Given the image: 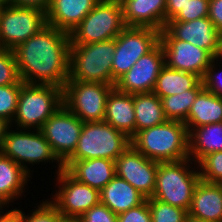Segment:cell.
Listing matches in <instances>:
<instances>
[{
    "instance_id": "12",
    "label": "cell",
    "mask_w": 222,
    "mask_h": 222,
    "mask_svg": "<svg viewBox=\"0 0 222 222\" xmlns=\"http://www.w3.org/2000/svg\"><path fill=\"white\" fill-rule=\"evenodd\" d=\"M58 190L49 199L63 217L79 218L100 203V191L77 181L65 169L56 174Z\"/></svg>"
},
{
    "instance_id": "43",
    "label": "cell",
    "mask_w": 222,
    "mask_h": 222,
    "mask_svg": "<svg viewBox=\"0 0 222 222\" xmlns=\"http://www.w3.org/2000/svg\"><path fill=\"white\" fill-rule=\"evenodd\" d=\"M9 128H11V123L6 119L0 118V146Z\"/></svg>"
},
{
    "instance_id": "34",
    "label": "cell",
    "mask_w": 222,
    "mask_h": 222,
    "mask_svg": "<svg viewBox=\"0 0 222 222\" xmlns=\"http://www.w3.org/2000/svg\"><path fill=\"white\" fill-rule=\"evenodd\" d=\"M22 84L0 86V118L12 123L18 104Z\"/></svg>"
},
{
    "instance_id": "30",
    "label": "cell",
    "mask_w": 222,
    "mask_h": 222,
    "mask_svg": "<svg viewBox=\"0 0 222 222\" xmlns=\"http://www.w3.org/2000/svg\"><path fill=\"white\" fill-rule=\"evenodd\" d=\"M152 222H185L188 211L164 203L152 197L146 199Z\"/></svg>"
},
{
    "instance_id": "42",
    "label": "cell",
    "mask_w": 222,
    "mask_h": 222,
    "mask_svg": "<svg viewBox=\"0 0 222 222\" xmlns=\"http://www.w3.org/2000/svg\"><path fill=\"white\" fill-rule=\"evenodd\" d=\"M5 207L8 208V206H0V222H19L20 209L12 207L13 210L7 211Z\"/></svg>"
},
{
    "instance_id": "14",
    "label": "cell",
    "mask_w": 222,
    "mask_h": 222,
    "mask_svg": "<svg viewBox=\"0 0 222 222\" xmlns=\"http://www.w3.org/2000/svg\"><path fill=\"white\" fill-rule=\"evenodd\" d=\"M159 42L167 67L195 74L201 79L214 59L209 51L187 41L175 39L165 28L160 31Z\"/></svg>"
},
{
    "instance_id": "26",
    "label": "cell",
    "mask_w": 222,
    "mask_h": 222,
    "mask_svg": "<svg viewBox=\"0 0 222 222\" xmlns=\"http://www.w3.org/2000/svg\"><path fill=\"white\" fill-rule=\"evenodd\" d=\"M188 139L189 158L198 164L208 154L222 151V122L196 127Z\"/></svg>"
},
{
    "instance_id": "22",
    "label": "cell",
    "mask_w": 222,
    "mask_h": 222,
    "mask_svg": "<svg viewBox=\"0 0 222 222\" xmlns=\"http://www.w3.org/2000/svg\"><path fill=\"white\" fill-rule=\"evenodd\" d=\"M104 121L132 138L136 124L133 94L114 88L107 99Z\"/></svg>"
},
{
    "instance_id": "1",
    "label": "cell",
    "mask_w": 222,
    "mask_h": 222,
    "mask_svg": "<svg viewBox=\"0 0 222 222\" xmlns=\"http://www.w3.org/2000/svg\"><path fill=\"white\" fill-rule=\"evenodd\" d=\"M70 34L46 25L13 51L23 83L64 88L69 79Z\"/></svg>"
},
{
    "instance_id": "45",
    "label": "cell",
    "mask_w": 222,
    "mask_h": 222,
    "mask_svg": "<svg viewBox=\"0 0 222 222\" xmlns=\"http://www.w3.org/2000/svg\"><path fill=\"white\" fill-rule=\"evenodd\" d=\"M60 222H81L79 218H73V217H62Z\"/></svg>"
},
{
    "instance_id": "47",
    "label": "cell",
    "mask_w": 222,
    "mask_h": 222,
    "mask_svg": "<svg viewBox=\"0 0 222 222\" xmlns=\"http://www.w3.org/2000/svg\"><path fill=\"white\" fill-rule=\"evenodd\" d=\"M6 2L4 0H0V12Z\"/></svg>"
},
{
    "instance_id": "2",
    "label": "cell",
    "mask_w": 222,
    "mask_h": 222,
    "mask_svg": "<svg viewBox=\"0 0 222 222\" xmlns=\"http://www.w3.org/2000/svg\"><path fill=\"white\" fill-rule=\"evenodd\" d=\"M189 133L184 122H166L137 132L131 145L148 159L158 163L189 158Z\"/></svg>"
},
{
    "instance_id": "21",
    "label": "cell",
    "mask_w": 222,
    "mask_h": 222,
    "mask_svg": "<svg viewBox=\"0 0 222 222\" xmlns=\"http://www.w3.org/2000/svg\"><path fill=\"white\" fill-rule=\"evenodd\" d=\"M188 215L208 222H222V184L200 179Z\"/></svg>"
},
{
    "instance_id": "3",
    "label": "cell",
    "mask_w": 222,
    "mask_h": 222,
    "mask_svg": "<svg viewBox=\"0 0 222 222\" xmlns=\"http://www.w3.org/2000/svg\"><path fill=\"white\" fill-rule=\"evenodd\" d=\"M200 179L199 167L190 158L158 163L152 198L189 211L195 187Z\"/></svg>"
},
{
    "instance_id": "27",
    "label": "cell",
    "mask_w": 222,
    "mask_h": 222,
    "mask_svg": "<svg viewBox=\"0 0 222 222\" xmlns=\"http://www.w3.org/2000/svg\"><path fill=\"white\" fill-rule=\"evenodd\" d=\"M133 103L136 120L135 134L168 120L161 99L153 92L133 94Z\"/></svg>"
},
{
    "instance_id": "37",
    "label": "cell",
    "mask_w": 222,
    "mask_h": 222,
    "mask_svg": "<svg viewBox=\"0 0 222 222\" xmlns=\"http://www.w3.org/2000/svg\"><path fill=\"white\" fill-rule=\"evenodd\" d=\"M79 219L81 222H117V215L100 202L86 211Z\"/></svg>"
},
{
    "instance_id": "19",
    "label": "cell",
    "mask_w": 222,
    "mask_h": 222,
    "mask_svg": "<svg viewBox=\"0 0 222 222\" xmlns=\"http://www.w3.org/2000/svg\"><path fill=\"white\" fill-rule=\"evenodd\" d=\"M64 169L77 181L101 191L116 175L115 161L110 159H86L65 161Z\"/></svg>"
},
{
    "instance_id": "5",
    "label": "cell",
    "mask_w": 222,
    "mask_h": 222,
    "mask_svg": "<svg viewBox=\"0 0 222 222\" xmlns=\"http://www.w3.org/2000/svg\"><path fill=\"white\" fill-rule=\"evenodd\" d=\"M116 38L90 44H71L69 79L112 85Z\"/></svg>"
},
{
    "instance_id": "35",
    "label": "cell",
    "mask_w": 222,
    "mask_h": 222,
    "mask_svg": "<svg viewBox=\"0 0 222 222\" xmlns=\"http://www.w3.org/2000/svg\"><path fill=\"white\" fill-rule=\"evenodd\" d=\"M210 0H189L170 21H192L208 17Z\"/></svg>"
},
{
    "instance_id": "4",
    "label": "cell",
    "mask_w": 222,
    "mask_h": 222,
    "mask_svg": "<svg viewBox=\"0 0 222 222\" xmlns=\"http://www.w3.org/2000/svg\"><path fill=\"white\" fill-rule=\"evenodd\" d=\"M63 105V88L53 85L23 83L12 127L40 130ZM14 125V126H13Z\"/></svg>"
},
{
    "instance_id": "41",
    "label": "cell",
    "mask_w": 222,
    "mask_h": 222,
    "mask_svg": "<svg viewBox=\"0 0 222 222\" xmlns=\"http://www.w3.org/2000/svg\"><path fill=\"white\" fill-rule=\"evenodd\" d=\"M189 0H167L166 1V23L172 20Z\"/></svg>"
},
{
    "instance_id": "17",
    "label": "cell",
    "mask_w": 222,
    "mask_h": 222,
    "mask_svg": "<svg viewBox=\"0 0 222 222\" xmlns=\"http://www.w3.org/2000/svg\"><path fill=\"white\" fill-rule=\"evenodd\" d=\"M165 29L177 40L187 41L209 51L214 57L221 43V33L208 18L192 21H168Z\"/></svg>"
},
{
    "instance_id": "36",
    "label": "cell",
    "mask_w": 222,
    "mask_h": 222,
    "mask_svg": "<svg viewBox=\"0 0 222 222\" xmlns=\"http://www.w3.org/2000/svg\"><path fill=\"white\" fill-rule=\"evenodd\" d=\"M218 62L215 58L213 59L201 81L206 90L218 97H222V66Z\"/></svg>"
},
{
    "instance_id": "38",
    "label": "cell",
    "mask_w": 222,
    "mask_h": 222,
    "mask_svg": "<svg viewBox=\"0 0 222 222\" xmlns=\"http://www.w3.org/2000/svg\"><path fill=\"white\" fill-rule=\"evenodd\" d=\"M117 222H152L148 201L146 200L141 205L118 214Z\"/></svg>"
},
{
    "instance_id": "29",
    "label": "cell",
    "mask_w": 222,
    "mask_h": 222,
    "mask_svg": "<svg viewBox=\"0 0 222 222\" xmlns=\"http://www.w3.org/2000/svg\"><path fill=\"white\" fill-rule=\"evenodd\" d=\"M203 88L201 81L194 89L163 97L161 101L166 118L185 123L193 102Z\"/></svg>"
},
{
    "instance_id": "16",
    "label": "cell",
    "mask_w": 222,
    "mask_h": 222,
    "mask_svg": "<svg viewBox=\"0 0 222 222\" xmlns=\"http://www.w3.org/2000/svg\"><path fill=\"white\" fill-rule=\"evenodd\" d=\"M158 162L145 157L130 145L116 160V175L126 180L146 198L153 196L156 187Z\"/></svg>"
},
{
    "instance_id": "46",
    "label": "cell",
    "mask_w": 222,
    "mask_h": 222,
    "mask_svg": "<svg viewBox=\"0 0 222 222\" xmlns=\"http://www.w3.org/2000/svg\"><path fill=\"white\" fill-rule=\"evenodd\" d=\"M185 222H208V221L201 220V219H198V218H194L190 215H187V217L185 219Z\"/></svg>"
},
{
    "instance_id": "23",
    "label": "cell",
    "mask_w": 222,
    "mask_h": 222,
    "mask_svg": "<svg viewBox=\"0 0 222 222\" xmlns=\"http://www.w3.org/2000/svg\"><path fill=\"white\" fill-rule=\"evenodd\" d=\"M31 176L11 158L0 153V206L10 207L12 202L21 199Z\"/></svg>"
},
{
    "instance_id": "32",
    "label": "cell",
    "mask_w": 222,
    "mask_h": 222,
    "mask_svg": "<svg viewBox=\"0 0 222 222\" xmlns=\"http://www.w3.org/2000/svg\"><path fill=\"white\" fill-rule=\"evenodd\" d=\"M23 84L20 79L16 57L11 49L0 48V86Z\"/></svg>"
},
{
    "instance_id": "44",
    "label": "cell",
    "mask_w": 222,
    "mask_h": 222,
    "mask_svg": "<svg viewBox=\"0 0 222 222\" xmlns=\"http://www.w3.org/2000/svg\"><path fill=\"white\" fill-rule=\"evenodd\" d=\"M216 60H220V64H222L221 63V61H222V35H221V43H220V45H219V47H218V50H217V53H216V56L214 57Z\"/></svg>"
},
{
    "instance_id": "39",
    "label": "cell",
    "mask_w": 222,
    "mask_h": 222,
    "mask_svg": "<svg viewBox=\"0 0 222 222\" xmlns=\"http://www.w3.org/2000/svg\"><path fill=\"white\" fill-rule=\"evenodd\" d=\"M208 18L215 25L216 29L222 34V0L209 1Z\"/></svg>"
},
{
    "instance_id": "10",
    "label": "cell",
    "mask_w": 222,
    "mask_h": 222,
    "mask_svg": "<svg viewBox=\"0 0 222 222\" xmlns=\"http://www.w3.org/2000/svg\"><path fill=\"white\" fill-rule=\"evenodd\" d=\"M160 40V31L151 27L127 26L116 37L112 61V85Z\"/></svg>"
},
{
    "instance_id": "18",
    "label": "cell",
    "mask_w": 222,
    "mask_h": 222,
    "mask_svg": "<svg viewBox=\"0 0 222 222\" xmlns=\"http://www.w3.org/2000/svg\"><path fill=\"white\" fill-rule=\"evenodd\" d=\"M167 0H120L126 26L151 27L161 31L166 25Z\"/></svg>"
},
{
    "instance_id": "6",
    "label": "cell",
    "mask_w": 222,
    "mask_h": 222,
    "mask_svg": "<svg viewBox=\"0 0 222 222\" xmlns=\"http://www.w3.org/2000/svg\"><path fill=\"white\" fill-rule=\"evenodd\" d=\"M0 153L11 158L30 175L33 173L30 165L40 163H56L55 175L64 169L63 163L54 154L49 142L40 130L9 128L2 140ZM29 164V166H28ZM30 167V168H29Z\"/></svg>"
},
{
    "instance_id": "25",
    "label": "cell",
    "mask_w": 222,
    "mask_h": 222,
    "mask_svg": "<svg viewBox=\"0 0 222 222\" xmlns=\"http://www.w3.org/2000/svg\"><path fill=\"white\" fill-rule=\"evenodd\" d=\"M222 122V97L203 88L197 95L184 123L188 133L203 125Z\"/></svg>"
},
{
    "instance_id": "20",
    "label": "cell",
    "mask_w": 222,
    "mask_h": 222,
    "mask_svg": "<svg viewBox=\"0 0 222 222\" xmlns=\"http://www.w3.org/2000/svg\"><path fill=\"white\" fill-rule=\"evenodd\" d=\"M99 1L50 0L46 11L47 24L70 34Z\"/></svg>"
},
{
    "instance_id": "33",
    "label": "cell",
    "mask_w": 222,
    "mask_h": 222,
    "mask_svg": "<svg viewBox=\"0 0 222 222\" xmlns=\"http://www.w3.org/2000/svg\"><path fill=\"white\" fill-rule=\"evenodd\" d=\"M201 180L222 184V151L205 156L198 163Z\"/></svg>"
},
{
    "instance_id": "15",
    "label": "cell",
    "mask_w": 222,
    "mask_h": 222,
    "mask_svg": "<svg viewBox=\"0 0 222 222\" xmlns=\"http://www.w3.org/2000/svg\"><path fill=\"white\" fill-rule=\"evenodd\" d=\"M165 66V56L160 42L122 75L115 88L123 93H150L153 91L158 75Z\"/></svg>"
},
{
    "instance_id": "8",
    "label": "cell",
    "mask_w": 222,
    "mask_h": 222,
    "mask_svg": "<svg viewBox=\"0 0 222 222\" xmlns=\"http://www.w3.org/2000/svg\"><path fill=\"white\" fill-rule=\"evenodd\" d=\"M126 27L120 0H100L70 32L71 44H90L114 39Z\"/></svg>"
},
{
    "instance_id": "7",
    "label": "cell",
    "mask_w": 222,
    "mask_h": 222,
    "mask_svg": "<svg viewBox=\"0 0 222 222\" xmlns=\"http://www.w3.org/2000/svg\"><path fill=\"white\" fill-rule=\"evenodd\" d=\"M131 138L105 121L83 123L74 153L66 161L110 159L115 161L129 146Z\"/></svg>"
},
{
    "instance_id": "40",
    "label": "cell",
    "mask_w": 222,
    "mask_h": 222,
    "mask_svg": "<svg viewBox=\"0 0 222 222\" xmlns=\"http://www.w3.org/2000/svg\"><path fill=\"white\" fill-rule=\"evenodd\" d=\"M6 3L20 7H33L45 12L50 6V0H7Z\"/></svg>"
},
{
    "instance_id": "24",
    "label": "cell",
    "mask_w": 222,
    "mask_h": 222,
    "mask_svg": "<svg viewBox=\"0 0 222 222\" xmlns=\"http://www.w3.org/2000/svg\"><path fill=\"white\" fill-rule=\"evenodd\" d=\"M146 199L131 184L117 175L100 191V202L116 215L141 205Z\"/></svg>"
},
{
    "instance_id": "13",
    "label": "cell",
    "mask_w": 222,
    "mask_h": 222,
    "mask_svg": "<svg viewBox=\"0 0 222 222\" xmlns=\"http://www.w3.org/2000/svg\"><path fill=\"white\" fill-rule=\"evenodd\" d=\"M83 123L63 104L40 129L62 163L74 153Z\"/></svg>"
},
{
    "instance_id": "31",
    "label": "cell",
    "mask_w": 222,
    "mask_h": 222,
    "mask_svg": "<svg viewBox=\"0 0 222 222\" xmlns=\"http://www.w3.org/2000/svg\"><path fill=\"white\" fill-rule=\"evenodd\" d=\"M44 200V201H43ZM31 212L25 214L20 210L19 222H60L63 215L57 207L48 199H43Z\"/></svg>"
},
{
    "instance_id": "11",
    "label": "cell",
    "mask_w": 222,
    "mask_h": 222,
    "mask_svg": "<svg viewBox=\"0 0 222 222\" xmlns=\"http://www.w3.org/2000/svg\"><path fill=\"white\" fill-rule=\"evenodd\" d=\"M46 25L45 11L5 3L0 12V48L14 50Z\"/></svg>"
},
{
    "instance_id": "28",
    "label": "cell",
    "mask_w": 222,
    "mask_h": 222,
    "mask_svg": "<svg viewBox=\"0 0 222 222\" xmlns=\"http://www.w3.org/2000/svg\"><path fill=\"white\" fill-rule=\"evenodd\" d=\"M201 82L195 74L175 70L166 65L161 69L153 89L160 99L194 89Z\"/></svg>"
},
{
    "instance_id": "9",
    "label": "cell",
    "mask_w": 222,
    "mask_h": 222,
    "mask_svg": "<svg viewBox=\"0 0 222 222\" xmlns=\"http://www.w3.org/2000/svg\"><path fill=\"white\" fill-rule=\"evenodd\" d=\"M114 88L98 82L67 80L63 104L84 123L104 121L107 99Z\"/></svg>"
}]
</instances>
